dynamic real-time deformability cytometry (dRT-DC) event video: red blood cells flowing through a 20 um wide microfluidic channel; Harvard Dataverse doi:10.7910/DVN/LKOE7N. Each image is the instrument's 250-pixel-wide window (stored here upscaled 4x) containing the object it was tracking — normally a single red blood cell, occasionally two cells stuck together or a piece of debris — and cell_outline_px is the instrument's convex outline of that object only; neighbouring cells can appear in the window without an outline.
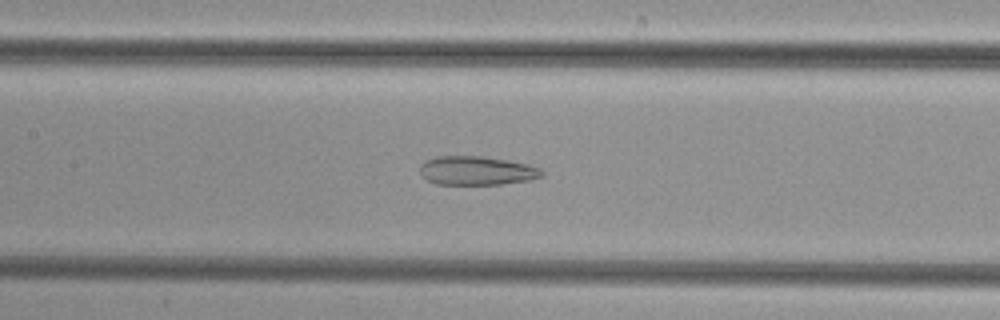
{"species": "common noctule bat (a hibernating species)", "species_latin": "Nyctalus noctula", "temperature_condition": "cold", "stored_images_in_passage": 51, "camera_frame_rate_fps": 3000, "um_per_image_px": 0.085, "animal": {"sex": "female", "body_mass_g": 29.2, "forearm_length_mm": 56.3}, "frame": {"image": 1, "passage_image": 23, "time_ms": 7.333, "image_size_px": [1000, 320], "cell_outline_px": [[544, 176], [528, 180], [500, 184], [436, 184], [428, 180], [420, 172], [420, 164], [424, 160], [436, 156], [480, 156], [508, 160], [528, 164], [540, 168], [544, 172]], "centroid_in_image_um": [40.52, 14.49], "position_along_channel_um": 166.9, "area_um2": 20.52}}
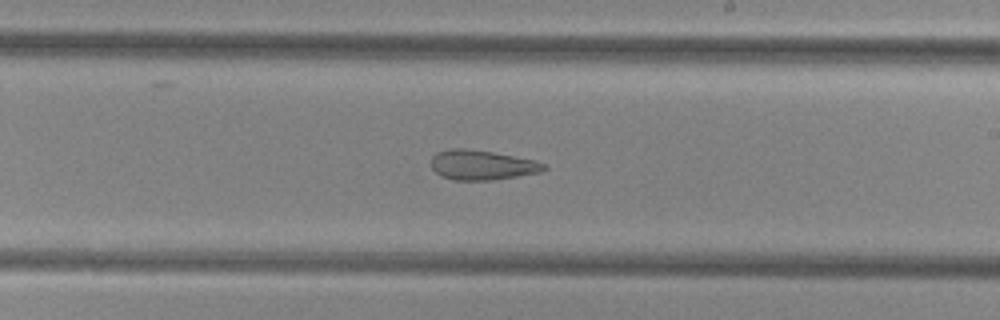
{"frame": {"image": 2, "passage_image": 29, "time_ms": 9.333, "image_size_px": [1000, 320], "cell_outline_px": [[548, 168], [540, 172], [492, 180], [456, 180], [440, 176], [432, 168], [432, 156], [436, 152], [448, 148], [464, 148], [492, 152], [536, 160], [544, 164]], "centroid_in_image_um": [40.95, 14.02], "position_along_channel_um": 248.1, "area_um2": 19.54}}
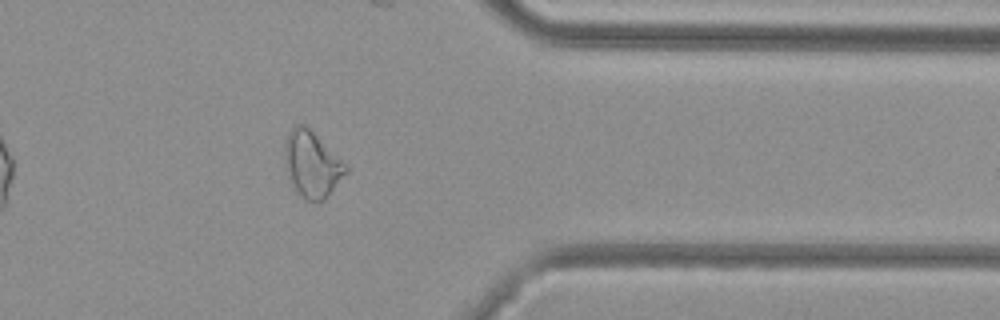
{"frame": {"image": 3, "passage_image": 40, "time_ms": 13.0, "image_size_px": [1000, 320], "cell_outline_px": [[348, 172], [324, 200], [304, 200], [292, 188], [284, 164], [284, 144], [288, 132], [296, 124], [304, 124], [348, 164]], "centroid_in_image_um": [26.5, 13.97], "position_along_channel_um": 384.9, "area_um2": 23.81}}